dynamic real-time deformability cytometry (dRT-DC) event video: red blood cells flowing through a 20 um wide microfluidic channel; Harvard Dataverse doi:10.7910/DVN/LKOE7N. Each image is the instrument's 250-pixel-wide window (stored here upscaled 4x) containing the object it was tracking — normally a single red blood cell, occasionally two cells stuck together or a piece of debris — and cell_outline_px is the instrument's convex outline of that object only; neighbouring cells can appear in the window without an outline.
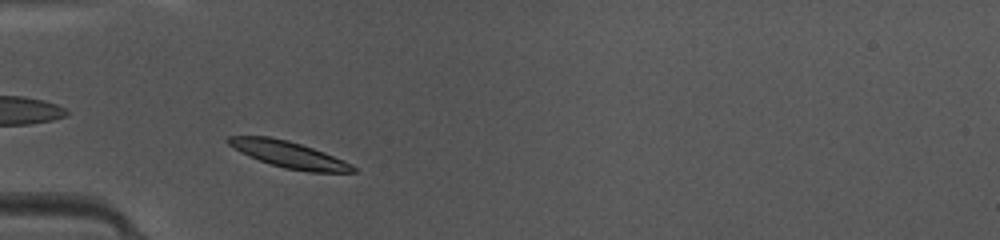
{"species": "common noctule bat (a hibernating species)", "species_latin": "Nyctalus noctula", "temperature_condition": "warm", "stored_images_in_passage": 35, "camera_frame_rate_fps": 3000, "um_per_image_px": 0.085, "animal": {"sex": "female", "body_mass_g": 10.0, "forearm_length_mm": 53.1}, "frame": {"image": 1, "passage_image": 2, "time_ms": 0.333, "image_size_px": [1000, 240], "cell_outline_px": [[356, 172], [308, 172], [284, 168], [248, 156], [240, 152], [228, 144], [224, 140], [228, 136], [268, 136], [288, 140], [324, 152], [344, 160], [352, 164], [356, 168]], "centroid_in_image_um": [24.54, 13.13], "position_along_channel_um": 60.5, "area_um2": 19.19}}
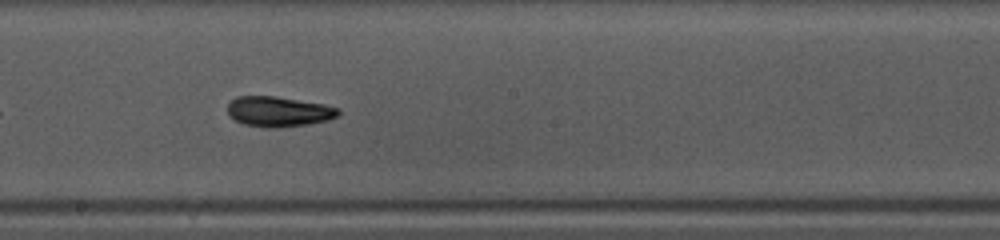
{"frame": {"image": 2, "passage_image": 14, "time_ms": 4.333, "image_size_px": [1000, 240], "cell_outline_px": [[340, 116], [328, 120], [308, 124], [276, 128], [264, 128], [244, 124], [228, 116], [228, 104], [236, 96], [276, 96], [324, 104], [340, 108]], "centroid_in_image_um": [23.7, 9.48], "position_along_channel_um": 224.5, "area_um2": 19.71}}
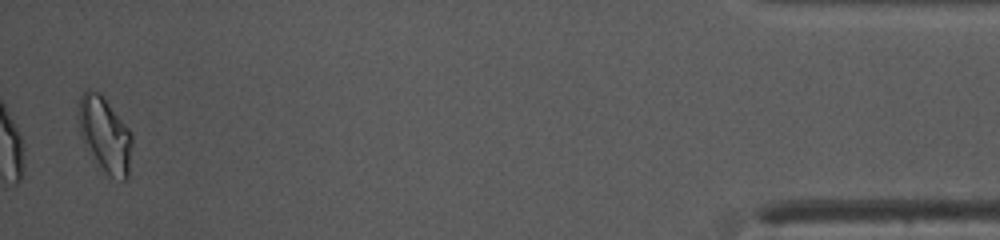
{"frame": {"image": 3, "passage_image": 34, "time_ms": 11.0, "image_size_px": [1000, 240], "cell_outline_px": [[132, 144], [128, 180], [124, 180], [100, 172], [84, 144], [80, 136], [76, 112], [80, 96], [88, 88], [100, 92], [104, 96], [132, 132]], "centroid_in_image_um": [8.89, 11.44], "position_along_channel_um": 426.3, "area_um2": 24.39}, "authors_computed_cell_mechanics": {"area_um2": 19.4208, "velocity_mm_per_s": 4.1921, "shape_relaxation_time_tau1_ms": 3.3423, "shape_relaxation_time_tau2_ms": 3.6113, "deformation_change_tau1": 0.1264, "deformation_change_tau2": 0.0946}}